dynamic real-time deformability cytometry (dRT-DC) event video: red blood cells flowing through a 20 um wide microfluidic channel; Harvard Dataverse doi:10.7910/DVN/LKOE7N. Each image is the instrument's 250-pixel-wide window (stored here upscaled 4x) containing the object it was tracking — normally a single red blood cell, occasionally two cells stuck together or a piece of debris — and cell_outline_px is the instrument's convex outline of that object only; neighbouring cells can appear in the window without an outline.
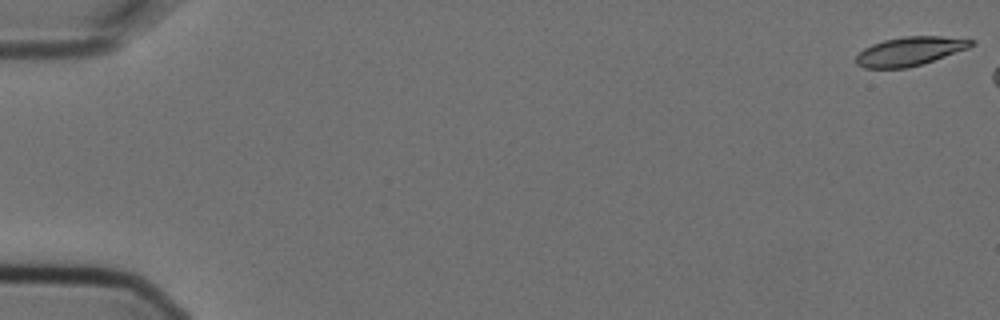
{"species": "Egyptian fruit bat (a non-hibernating species)", "species_latin": "Rousettus aegyptiacus", "temperature_condition": "cold", "stored_images_in_passage": 3, "camera_frame_rate_fps": 3000, "um_per_image_px": 0.085, "animal": {"sex": "female"}, "frame": {"image": 1, "passage_image": 1, "time_ms": 0.0, "image_size_px": [1000, 320], "cell_outline_px": [[976, 44], [968, 48], [908, 68], [864, 68], [856, 64], [856, 56], [864, 48], [872, 44], [884, 40], [904, 36], [940, 36], [976, 40]], "centroid_in_image_um": [77.32, 4.35], "position_along_channel_um": 7.7, "area_um2": 19.19}}